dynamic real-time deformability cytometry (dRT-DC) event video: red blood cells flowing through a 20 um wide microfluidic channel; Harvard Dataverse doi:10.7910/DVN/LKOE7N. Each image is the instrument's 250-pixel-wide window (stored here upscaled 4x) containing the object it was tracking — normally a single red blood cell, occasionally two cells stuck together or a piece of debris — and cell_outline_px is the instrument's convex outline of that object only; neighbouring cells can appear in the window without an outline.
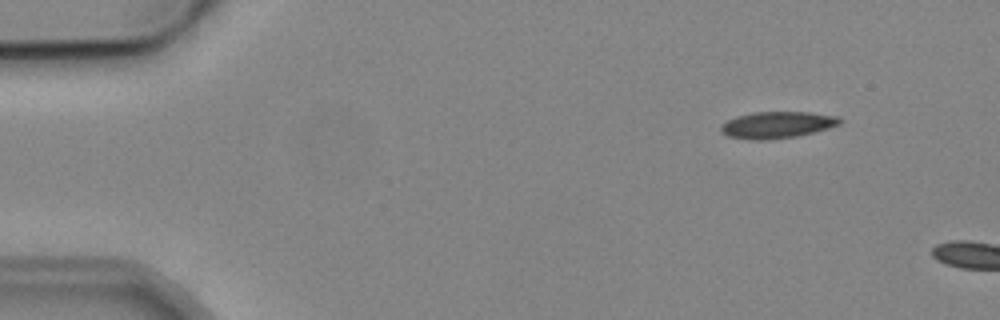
{"species": "common noctule bat (a hibernating species)", "species_latin": "Nyctalus noctula", "temperature_condition": "cold", "stored_images_in_passage": 2, "camera_frame_rate_fps": 3000, "um_per_image_px": 0.085, "animal": {"sex": "male", "body_mass_g": 19.2, "forearm_length_mm": 51.8}, "frame": {"image": 1, "passage_image": 1, "time_ms": 0.0, "image_size_px": [1000, 320], "cell_outline_px": [[844, 120], [840, 124], [828, 128], [796, 136], [760, 140], [756, 140], [728, 136], [720, 132], [720, 128], [728, 120], [736, 116], [752, 112], [808, 112], [840, 116]], "centroid_in_image_um": [66.09, 10.6], "position_along_channel_um": 18.9, "area_um2": 18.32}}